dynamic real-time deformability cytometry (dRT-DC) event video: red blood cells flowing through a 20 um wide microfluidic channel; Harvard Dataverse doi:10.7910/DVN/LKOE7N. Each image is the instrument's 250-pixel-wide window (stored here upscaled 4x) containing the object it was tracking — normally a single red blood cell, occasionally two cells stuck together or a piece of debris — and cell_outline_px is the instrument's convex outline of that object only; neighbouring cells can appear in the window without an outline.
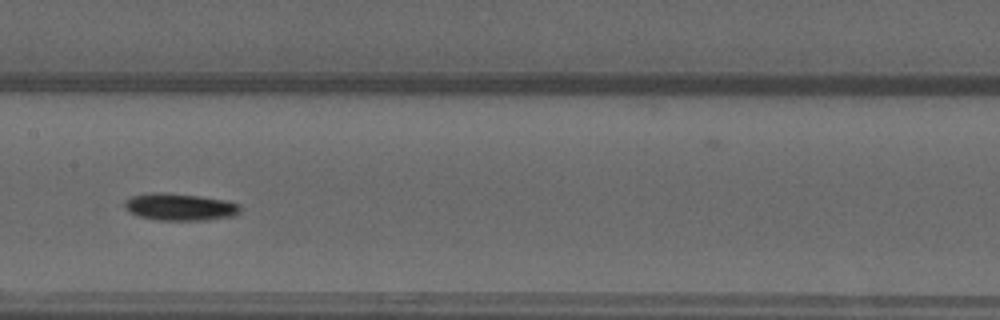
{"species": "common noctule bat (a hibernating species)", "species_latin": "Nyctalus noctula", "temperature_condition": "warm", "stored_images_in_passage": 42, "camera_frame_rate_fps": 3000, "um_per_image_px": 0.085, "animal": {"sex": "male", "forearm_length_mm": 52.5}, "frame": {"image": 1, "passage_image": 13, "time_ms": 4.0, "image_size_px": [1000, 320], "cell_outline_px": [[240, 212], [232, 216], [204, 220], [156, 220], [140, 216], [128, 212], [124, 204], [132, 196], [152, 192], [164, 192], [200, 196], [228, 200], [240, 204]], "centroid_in_image_um": [15.31, 17.58], "position_along_channel_um": 192.1, "area_um2": 18.26}}
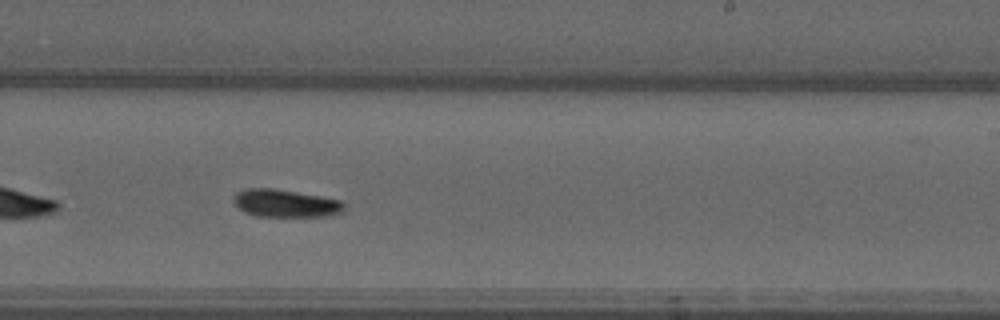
{"frame": {"image": 2, "passage_image": 19, "time_ms": 6.0, "image_size_px": [1000, 320], "cell_outline_px": [[344, 208], [340, 212], [324, 216], [256, 216], [244, 212], [232, 200], [232, 196], [236, 192], [248, 188], [272, 188], [320, 196], [340, 200], [344, 204]], "centroid_in_image_um": [24.21, 17.27], "position_along_channel_um": 264.8, "area_um2": 17.63}}
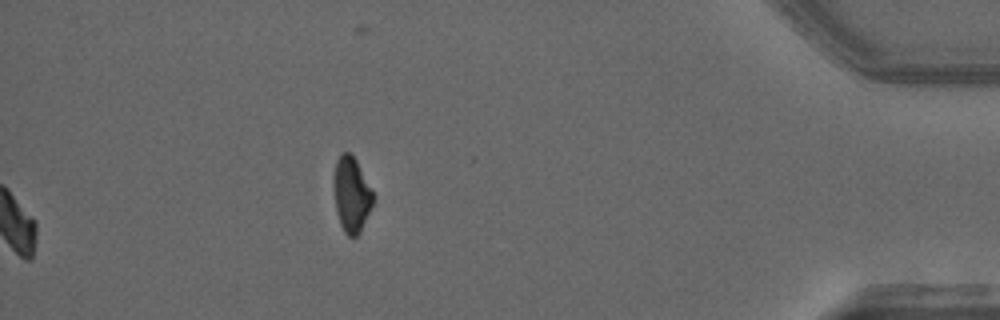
{"frame": {"image": 3, "passage_image": 42, "time_ms": 13.667, "image_size_px": [1000, 320], "cell_outline_px": [[372, 204], [360, 232], [356, 236], [348, 236], [344, 232], [340, 224], [336, 212], [332, 184], [332, 180], [336, 160], [340, 152], [348, 152], [356, 160], [372, 192]], "centroid_in_image_um": [29.81, 16.52], "position_along_channel_um": 405.4, "area_um2": 17.11}, "authors_computed_cell_mechanics": {"area_um2": 17.1377, "velocity_mm_per_s": 3.6507, "shape_relaxation_time_tau1_ms": 4.5702, "shape_relaxation_time_tau2_ms": null, "deformation_change_tau1": 0.1627, "deformation_change_tau2": null}}